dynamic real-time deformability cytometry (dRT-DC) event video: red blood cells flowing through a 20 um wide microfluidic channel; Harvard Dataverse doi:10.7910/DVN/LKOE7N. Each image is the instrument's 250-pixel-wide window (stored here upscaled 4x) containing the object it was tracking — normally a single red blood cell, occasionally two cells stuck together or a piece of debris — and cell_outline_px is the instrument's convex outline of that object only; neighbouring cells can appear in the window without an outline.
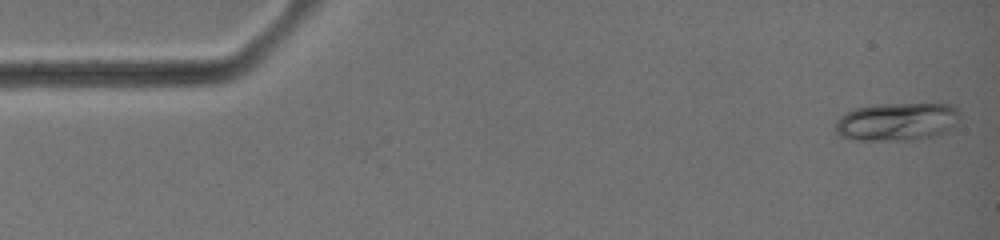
{"species": "common noctule bat (a hibernating species)", "species_latin": "Nyctalus noctula", "temperature_condition": "warm", "stored_images_in_passage": 40, "camera_frame_rate_fps": 3000, "um_per_image_px": 0.085, "animal": {"sex": "female", "body_mass_g": 19.0, "forearm_length_mm": 51.5}, "frame": {"image": 1, "passage_image": 1, "time_ms": 0.0, "image_size_px": [1000, 240], "cell_outline_px": [[956, 124], [948, 132], [936, 136], [916, 140], [860, 140], [840, 136], [836, 132], [836, 120], [840, 116], [856, 108], [876, 104], [948, 104], [956, 108]], "centroid_in_image_um": [76.23, 10.36], "position_along_channel_um": 8.8, "area_um2": 27.51}}
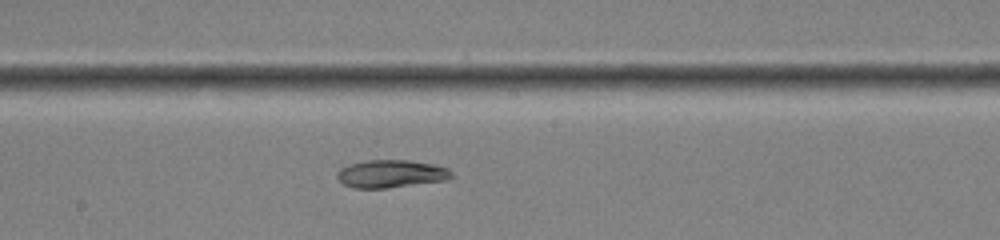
{"frame": {"image": 2, "passage_image": 22, "time_ms": 7.0, "image_size_px": [1000, 240], "cell_outline_px": [[452, 176], [448, 180], [388, 188], [352, 188], [344, 184], [336, 176], [336, 172], [340, 168], [348, 164], [364, 160], [408, 160], [432, 164], [448, 168], [452, 172]], "centroid_in_image_um": [33.21, 14.77], "position_along_channel_um": 215.0, "area_um2": 18.67}}
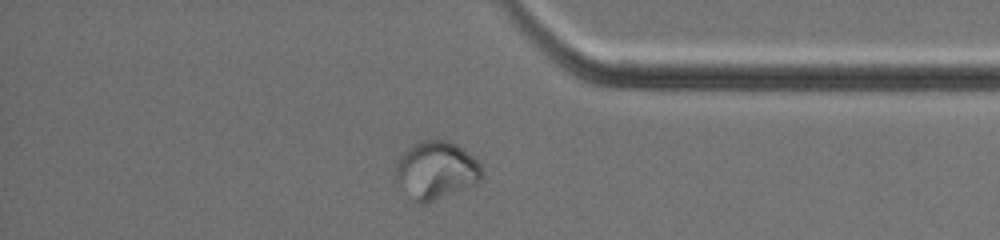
{"frame": {"image": 3, "passage_image": 34, "time_ms": 11.0, "image_size_px": [1000, 240], "cell_outline_px": [[480, 180], [472, 184], [424, 204], [416, 204], [412, 200], [396, 180], [396, 160], [412, 144], [420, 140], [448, 140], [456, 144], [472, 156], [480, 164]], "centroid_in_image_um": [37.0, 14.45], "position_along_channel_um": 398.2, "area_um2": 28.5}, "authors_computed_cell_mechanics": {"area_um2": 22.6287, "velocity_mm_per_s": 4.6805, "shape_relaxation_time_tau1_ms": null, "shape_relaxation_time_tau2_ms": 1.206, "deformation_change_tau1": null, "deformation_change_tau2": 0.0378}}